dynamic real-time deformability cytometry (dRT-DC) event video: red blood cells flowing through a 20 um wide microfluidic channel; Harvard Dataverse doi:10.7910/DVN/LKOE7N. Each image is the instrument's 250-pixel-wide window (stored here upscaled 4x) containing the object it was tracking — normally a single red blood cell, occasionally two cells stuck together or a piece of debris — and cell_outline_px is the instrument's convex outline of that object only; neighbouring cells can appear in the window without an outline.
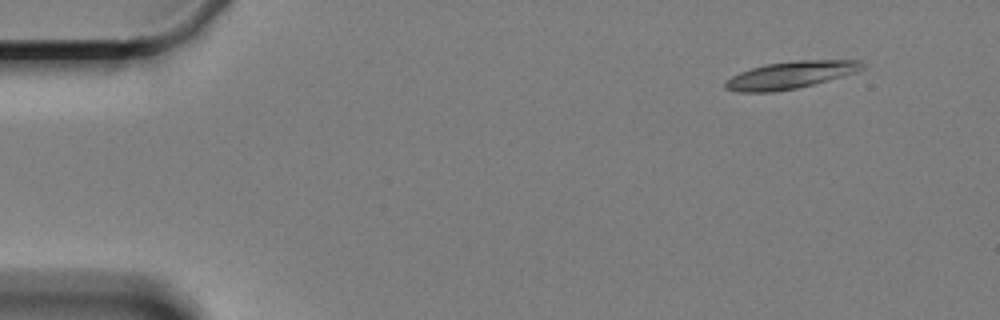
{"species": "Egyptian fruit bat (a non-hibernating species)", "species_latin": "Rousettus aegyptiacus", "temperature_condition": "cold", "stored_images_in_passage": 56, "camera_frame_rate_fps": 3000, "um_per_image_px": 0.085, "animal": {"sex": "female"}, "frame": {"image": 1, "passage_image": 1, "time_ms": 0.0, "image_size_px": [1000, 320], "cell_outline_px": [[864, 68], [856, 72], [828, 80], [796, 88], [772, 92], [736, 92], [724, 88], [724, 80], [740, 72], [764, 64], [796, 60], [860, 60], [864, 64]], "centroid_in_image_um": [67.15, 6.37], "position_along_channel_um": 17.8, "area_um2": 21.73}}
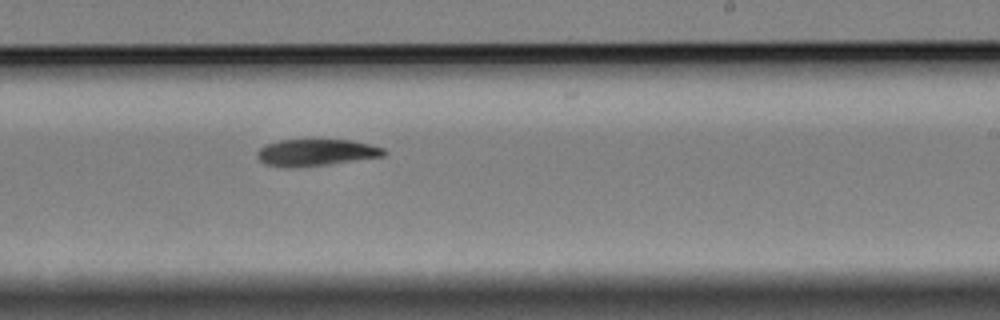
{"frame": {"image": 2, "passage_image": 32, "time_ms": 10.333, "image_size_px": [1000, 320], "cell_outline_px": [[388, 152], [384, 156], [328, 164], [264, 164], [256, 156], [256, 152], [264, 144], [280, 140], [312, 136], [352, 140], [384, 148]], "centroid_in_image_um": [26.91, 12.85], "position_along_channel_um": 262.1, "area_um2": 19.88}}
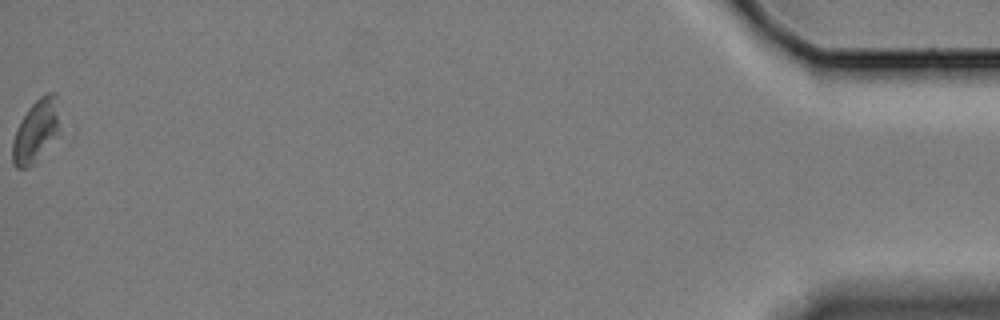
{"frame": {"image": 3, "passage_image": 56, "time_ms": 18.333, "image_size_px": [1000, 320], "cell_outline_px": [[56, 132], [32, 164], [28, 168], [16, 168], [12, 164], [12, 140], [16, 128], [20, 120], [28, 108], [44, 92], [56, 92]], "centroid_in_image_um": [2.94, 11.11], "position_along_channel_um": 432.3, "area_um2": 16.24}, "authors_computed_cell_mechanics": {"area_um2": 20.4034, "velocity_mm_per_s": 3.2944, "shape_relaxation_time_tau1_ms": 8.1452, "shape_relaxation_time_tau2_ms": null, "deformation_change_tau1": 0.1603, "deformation_change_tau2": null}}